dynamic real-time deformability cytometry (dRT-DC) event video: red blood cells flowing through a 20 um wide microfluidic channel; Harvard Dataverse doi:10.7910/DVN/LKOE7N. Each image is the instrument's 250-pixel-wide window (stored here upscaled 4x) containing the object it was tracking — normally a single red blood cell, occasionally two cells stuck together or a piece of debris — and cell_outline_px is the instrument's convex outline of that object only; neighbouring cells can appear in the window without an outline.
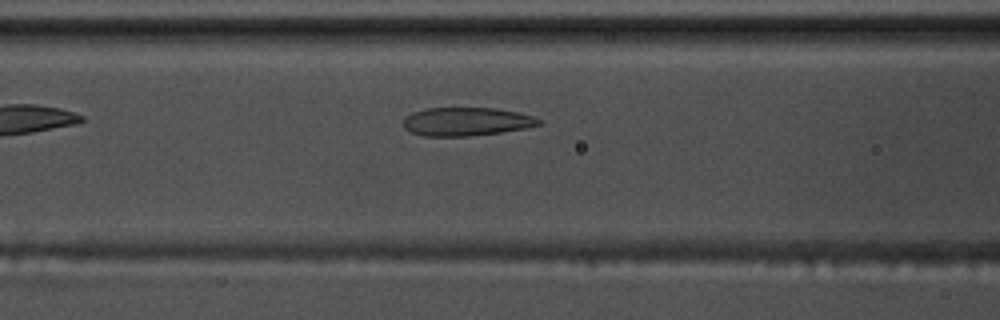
{"species": "common noctule bat (a hibernating species)", "species_latin": "Nyctalus noctula", "temperature_condition": "warm", "stored_images_in_passage": 40, "camera_frame_rate_fps": 3000, "um_per_image_px": 0.085, "animal": {"sex": "male", "body_mass_g": 17.5, "forearm_length_mm": 52.3}, "frame": {"image": 1, "passage_image": 6, "time_ms": 1.667, "image_size_px": [1000, 320], "cell_outline_px": [[544, 124], [528, 128], [500, 132], [468, 136], [424, 136], [412, 132], [404, 128], [404, 116], [412, 112], [428, 108], [496, 108], [520, 112], [544, 120]], "centroid_in_image_um": [39.7, 10.33], "position_along_channel_um": 126.9, "area_um2": 22.66}}
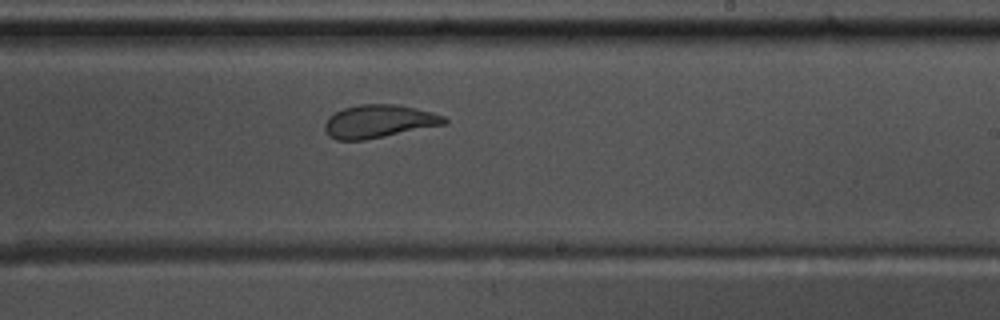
{"frame": {"image": 2, "passage_image": 17, "time_ms": 5.333, "image_size_px": [1000, 320], "cell_outline_px": [[448, 124], [364, 140], [336, 140], [328, 136], [324, 128], [324, 124], [328, 116], [344, 108], [360, 104], [396, 104], [432, 112], [444, 116], [448, 120]], "centroid_in_image_um": [32.2, 10.32], "position_along_channel_um": 256.8, "area_um2": 23.12}}
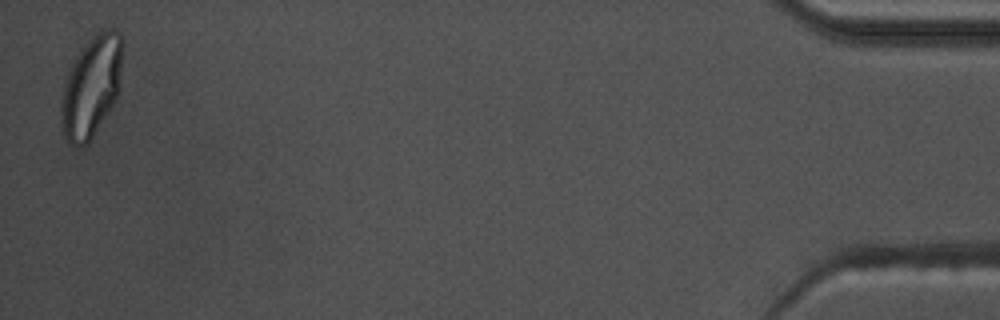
{"frame": {"image": 3, "passage_image": 39, "time_ms": 12.667, "image_size_px": [1000, 320], "cell_outline_px": [[120, 88], [116, 100], [88, 144], [76, 148], [60, 132], [60, 100], [68, 72], [76, 56], [100, 32], [108, 28], [120, 32]], "centroid_in_image_um": [7.72, 7.49], "position_along_channel_um": 427.5, "area_um2": 35.6}, "authors_computed_cell_mechanics": {"area_um2": 23.698, "velocity_mm_per_s": 3.5558, "shape_relaxation_time_tau1_ms": 10.1939, "shape_relaxation_time_tau2_ms": 1.3559, "deformation_change_tau1": 0.2578, "deformation_change_tau2": 0.0753}}